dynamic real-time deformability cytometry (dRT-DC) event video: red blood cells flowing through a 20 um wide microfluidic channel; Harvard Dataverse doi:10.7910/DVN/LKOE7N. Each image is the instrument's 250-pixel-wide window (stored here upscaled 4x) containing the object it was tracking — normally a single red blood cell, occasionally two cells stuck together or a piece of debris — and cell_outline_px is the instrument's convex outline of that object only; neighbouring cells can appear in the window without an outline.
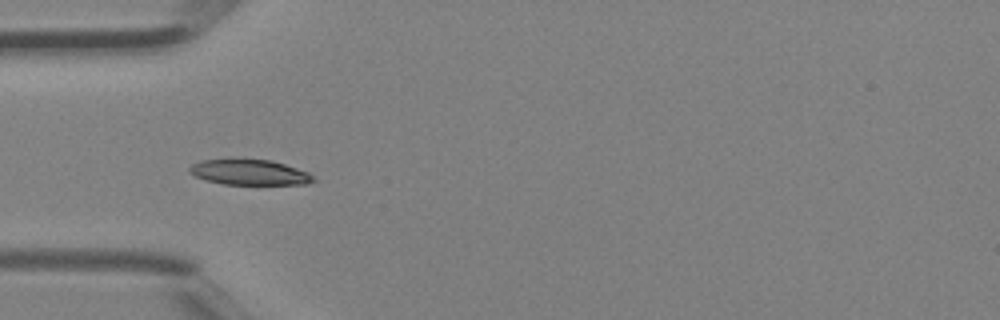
{"species": "Egyptian fruit bat (a non-hibernating species)", "species_latin": "Rousettus aegyptiacus", "temperature_condition": "room temperature", "stored_images_in_passage": 25, "camera_frame_rate_fps": 3000, "um_per_image_px": 0.085, "animal": {"sex": "female"}, "frame": {"image": 1, "passage_image": 1, "time_ms": 0.0, "image_size_px": [1000, 320], "cell_outline_px": [[316, 180], [308, 184], [224, 184], [208, 180], [196, 176], [188, 172], [188, 168], [192, 164], [200, 160], [232, 156], [272, 160], [308, 172]], "centroid_in_image_um": [21.14, 14.59], "position_along_channel_um": 63.9, "area_um2": 19.02}}
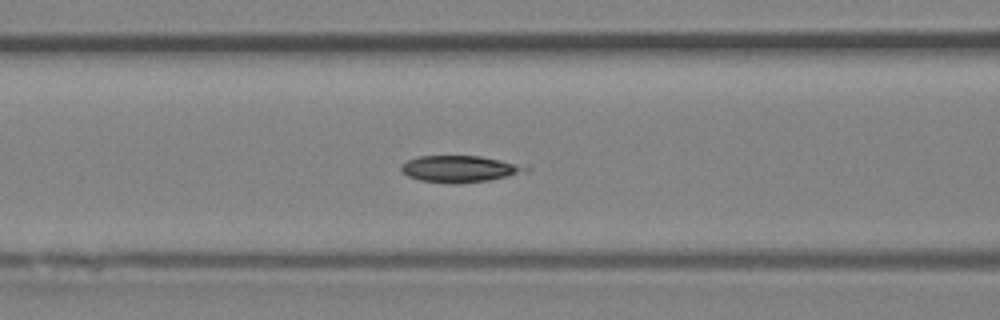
{"frame": {"image": 2, "passage_image": 5, "time_ms": 1.333, "image_size_px": [1000, 320], "cell_outline_px": [[532, 168], [528, 172], [488, 180], [456, 184], [452, 184], [420, 180], [408, 176], [400, 168], [400, 164], [416, 156], [480, 156], [500, 160]], "centroid_in_image_um": [39.05, 14.36], "position_along_channel_um": 127.5, "area_um2": 19.25}}
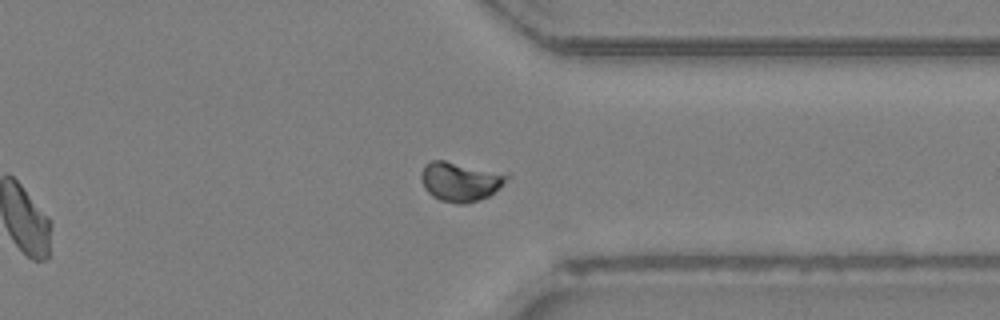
{"frame": {"image": 3, "passage_image": 20, "time_ms": 6.333, "image_size_px": [1000, 320], "cell_outline_px": [[512, 176], [488, 196], [480, 200], [464, 204], [456, 204], [440, 200], [432, 196], [424, 188], [420, 176], [420, 172], [424, 164], [432, 160], [444, 160], [512, 172]], "centroid_in_image_um": [39.17, 15.39], "position_along_channel_um": 372.2, "area_um2": 20.35}}